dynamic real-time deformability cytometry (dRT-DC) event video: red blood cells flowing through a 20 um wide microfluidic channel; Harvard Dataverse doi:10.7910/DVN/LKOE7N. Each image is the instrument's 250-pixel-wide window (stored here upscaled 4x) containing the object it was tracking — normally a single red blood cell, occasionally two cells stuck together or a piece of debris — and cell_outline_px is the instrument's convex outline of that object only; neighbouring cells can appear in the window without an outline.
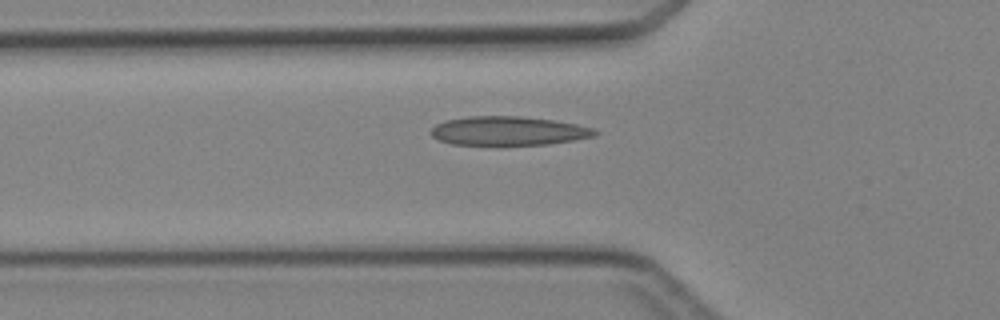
{"species": "Egyptian fruit bat (a non-hibernating species)", "species_latin": "Rousettus aegyptiacus", "temperature_condition": "cold", "stored_images_in_passage": 4, "camera_frame_rate_fps": 3000, "um_per_image_px": 0.085, "animal": {"sex": "female"}, "frame": {"image": 1, "passage_image": 4, "time_ms": 4.333, "image_size_px": [1000, 320], "cell_outline_px": [[600, 132], [592, 136], [572, 140], [548, 144], [452, 144], [440, 140], [432, 136], [432, 128], [436, 124], [444, 120], [468, 116], [520, 116], [552, 120], [576, 124], [592, 128]], "centroid_in_image_um": [43.19, 11.11], "position_along_channel_um": 82.6, "area_um2": 27.22}}